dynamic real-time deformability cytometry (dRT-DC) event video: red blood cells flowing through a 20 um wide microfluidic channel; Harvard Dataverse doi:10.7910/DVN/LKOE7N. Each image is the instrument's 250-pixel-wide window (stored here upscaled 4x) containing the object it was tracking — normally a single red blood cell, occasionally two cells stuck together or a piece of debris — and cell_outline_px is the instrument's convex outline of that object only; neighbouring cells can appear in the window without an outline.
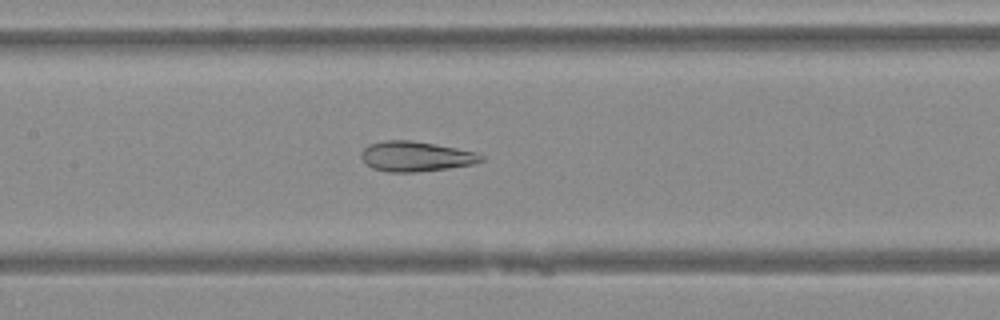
{"species": "Egyptian fruit bat (a non-hibernating species)", "species_latin": "Rousettus aegyptiacus", "temperature_condition": "warm", "stored_images_in_passage": 38, "camera_frame_rate_fps": 3000, "um_per_image_px": 0.085, "animal": {"sex": "female"}, "frame": {"image": 1, "passage_image": 12, "time_ms": 3.667, "image_size_px": [1000, 320], "cell_outline_px": [[484, 160], [472, 164], [448, 168], [416, 172], [388, 172], [372, 168], [360, 156], [360, 152], [368, 144], [384, 140], [412, 140], [480, 152], [484, 156]], "centroid_in_image_um": [35.36, 13.28], "position_along_channel_um": 172.0, "area_um2": 21.15}}
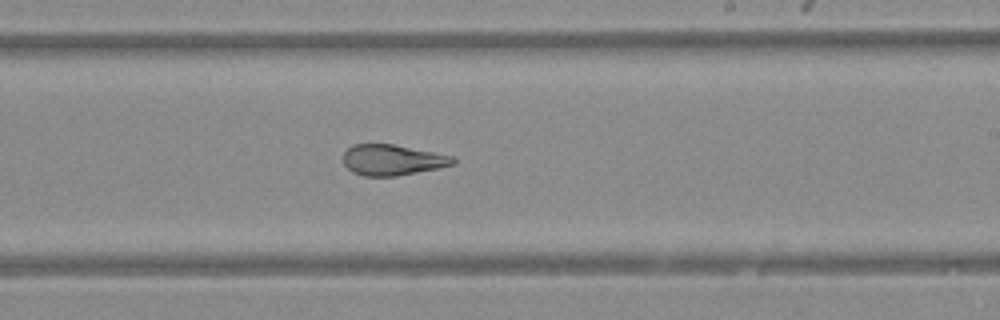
{"frame": {"image": 2, "passage_image": 18, "time_ms": 5.667, "image_size_px": [1000, 320], "cell_outline_px": [[456, 164], [440, 168], [396, 176], [364, 176], [352, 172], [344, 164], [344, 152], [352, 144], [392, 144], [456, 156]], "centroid_in_image_um": [33.4, 13.6], "position_along_channel_um": 255.6, "area_um2": 19.83}}
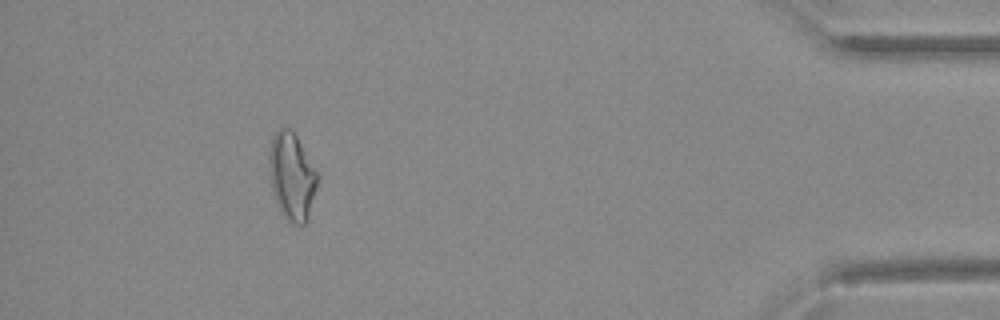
{"frame": {"image": 3, "passage_image": 33, "time_ms": 10.667, "image_size_px": [1000, 320], "cell_outline_px": [[320, 176], [304, 224], [292, 224], [280, 212], [272, 188], [268, 160], [268, 152], [272, 136], [276, 128], [292, 128], [320, 172]], "centroid_in_image_um": [24.81, 14.89], "position_along_channel_um": 410.4, "area_um2": 24.91}}